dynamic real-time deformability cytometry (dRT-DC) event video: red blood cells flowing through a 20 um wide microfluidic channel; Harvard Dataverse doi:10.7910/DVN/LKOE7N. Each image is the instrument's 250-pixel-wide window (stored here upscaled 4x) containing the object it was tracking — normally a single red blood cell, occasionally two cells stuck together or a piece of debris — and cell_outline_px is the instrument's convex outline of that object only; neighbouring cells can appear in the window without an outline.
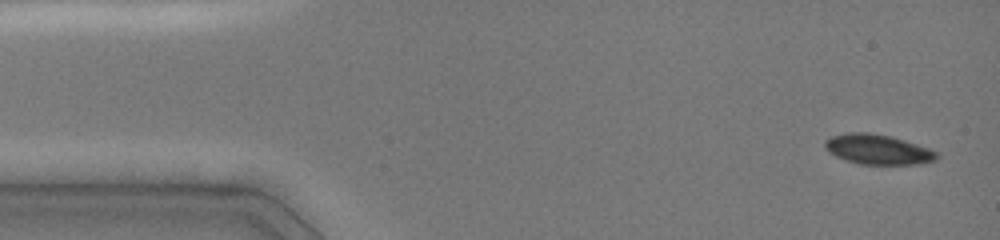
{"species": "common noctule bat (a hibernating species)", "species_latin": "Nyctalus noctula", "temperature_condition": "cold", "stored_images_in_passage": 9, "camera_frame_rate_fps": 3000, "um_per_image_px": 0.085, "animal": {"sex": "female", "body_mass_g": 19.0, "forearm_length_mm": 51.5}, "frame": {"image": 1, "passage_image": 1, "time_ms": 0.0, "image_size_px": [1000, 240], "cell_outline_px": [[940, 156], [936, 160], [916, 164], [860, 164], [836, 156], [828, 152], [824, 148], [824, 140], [832, 136], [848, 132], [868, 132], [888, 136], [904, 140], [928, 148], [936, 152]], "centroid_in_image_um": [74.59, 12.69], "position_along_channel_um": 10.4, "area_um2": 19.36}}
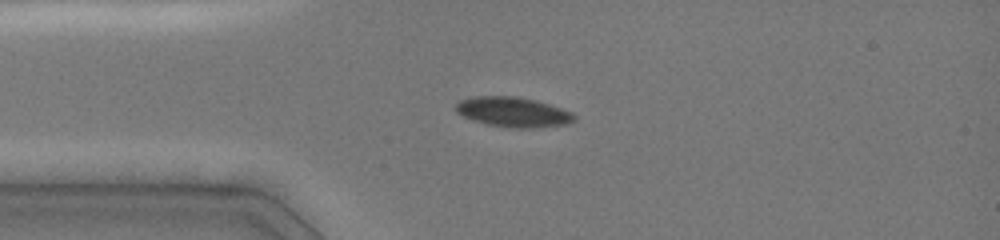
{"frame": {"image": 2, "passage_image": 6, "time_ms": 3.0, "image_size_px": [1000, 240], "cell_outline_px": [[576, 120], [568, 124], [536, 128], [512, 128], [488, 124], [472, 120], [456, 112], [456, 104], [460, 100], [472, 96], [516, 96], [536, 100], [572, 112], [576, 116]], "centroid_in_image_um": [43.63, 9.52], "position_along_channel_um": 41.4, "area_um2": 20.75}}